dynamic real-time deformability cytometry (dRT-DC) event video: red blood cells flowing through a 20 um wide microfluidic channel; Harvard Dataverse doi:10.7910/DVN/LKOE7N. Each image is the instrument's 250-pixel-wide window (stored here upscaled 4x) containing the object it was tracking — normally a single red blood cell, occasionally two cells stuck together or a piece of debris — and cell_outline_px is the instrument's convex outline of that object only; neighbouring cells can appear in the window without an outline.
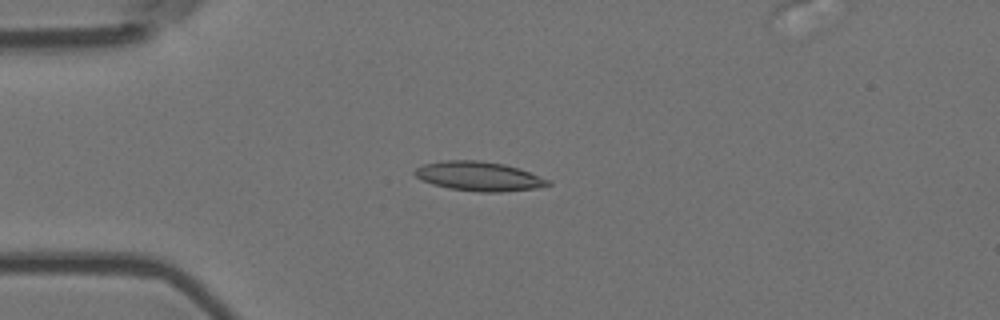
{"species": "Egyptian fruit bat (a non-hibernating species)", "species_latin": "Rousettus aegyptiacus", "temperature_condition": "room temperature", "stored_images_in_passage": 55, "camera_frame_rate_fps": 3000, "um_per_image_px": 0.085, "animal": {"sex": "female"}, "frame": {"image": 1, "passage_image": 14, "time_ms": 4.333, "image_size_px": [1000, 320], "cell_outline_px": [[552, 184], [536, 188], [500, 192], [480, 192], [448, 188], [432, 184], [420, 180], [412, 172], [416, 168], [424, 164], [444, 160], [480, 160], [504, 164], [552, 180]], "centroid_in_image_um": [40.68, 14.98], "position_along_channel_um": 44.3, "area_um2": 22.77}}
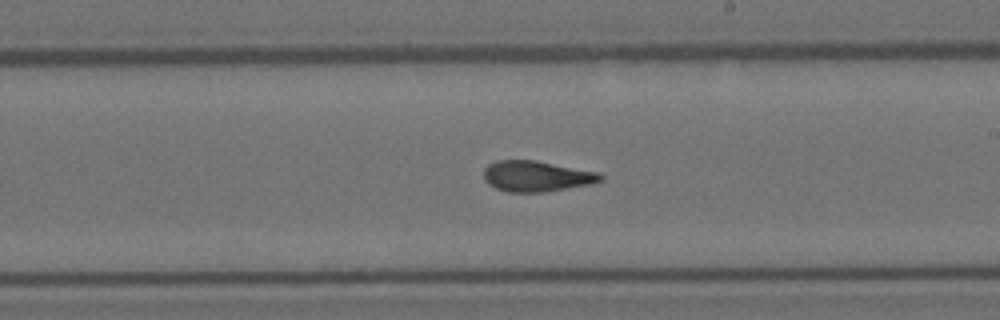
{"frame": {"image": 2, "passage_image": 32, "time_ms": 10.333, "image_size_px": [1000, 320], "cell_outline_px": [[604, 180], [592, 184], [544, 192], [508, 192], [496, 188], [488, 184], [484, 180], [484, 168], [488, 164], [496, 160], [536, 160], [600, 172], [604, 176]], "centroid_in_image_um": [45.63, 14.97], "position_along_channel_um": 243.4, "area_um2": 21.21}}
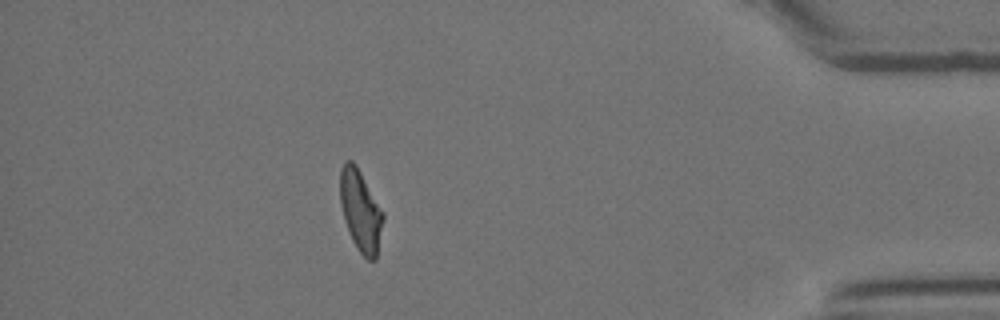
{"frame": {"image": 3, "passage_image": 49, "time_ms": 16.0, "image_size_px": [1000, 320], "cell_outline_px": [[384, 220], [376, 260], [368, 260], [356, 248], [352, 240], [344, 220], [340, 204], [340, 168], [344, 160], [352, 160], [356, 164], [384, 212]], "centroid_in_image_um": [30.65, 17.9], "position_along_channel_um": 404.6, "area_um2": 20.69}, "authors_computed_cell_mechanics": {"area_um2": 21.1548, "velocity_mm_per_s": 3.6561, "shape_relaxation_time_tau1_ms": 6.0216, "shape_relaxation_time_tau2_ms": 1.879, "deformation_change_tau1": 0.2048, "deformation_change_tau2": 0.0983}}